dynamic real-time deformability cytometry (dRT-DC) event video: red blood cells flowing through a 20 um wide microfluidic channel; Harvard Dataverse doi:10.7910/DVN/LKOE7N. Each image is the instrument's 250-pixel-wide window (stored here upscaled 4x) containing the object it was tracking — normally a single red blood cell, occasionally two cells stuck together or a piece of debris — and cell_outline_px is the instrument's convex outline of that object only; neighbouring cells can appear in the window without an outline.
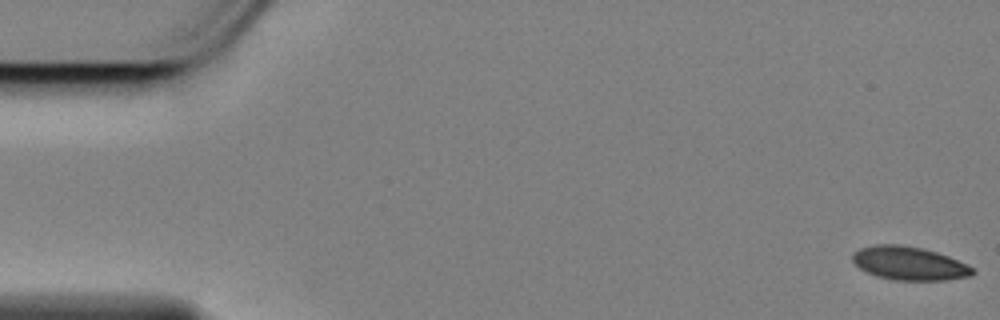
{"species": "Egyptian fruit bat (a non-hibernating species)", "species_latin": "Rousettus aegyptiacus", "temperature_condition": "cold", "stored_images_in_passage": 11, "camera_frame_rate_fps": 3000, "um_per_image_px": 0.085, "animal": {"sex": "female"}, "frame": {"image": 1, "passage_image": 1, "time_ms": 0.0, "image_size_px": [1000, 320], "cell_outline_px": [[976, 272], [972, 276], [948, 280], [892, 280], [876, 276], [860, 268], [852, 260], [852, 256], [860, 248], [876, 244], [900, 244], [920, 248], [936, 252], [948, 256], [972, 268]], "centroid_in_image_um": [77.28, 22.39], "position_along_channel_um": 7.7, "area_um2": 23.24}}